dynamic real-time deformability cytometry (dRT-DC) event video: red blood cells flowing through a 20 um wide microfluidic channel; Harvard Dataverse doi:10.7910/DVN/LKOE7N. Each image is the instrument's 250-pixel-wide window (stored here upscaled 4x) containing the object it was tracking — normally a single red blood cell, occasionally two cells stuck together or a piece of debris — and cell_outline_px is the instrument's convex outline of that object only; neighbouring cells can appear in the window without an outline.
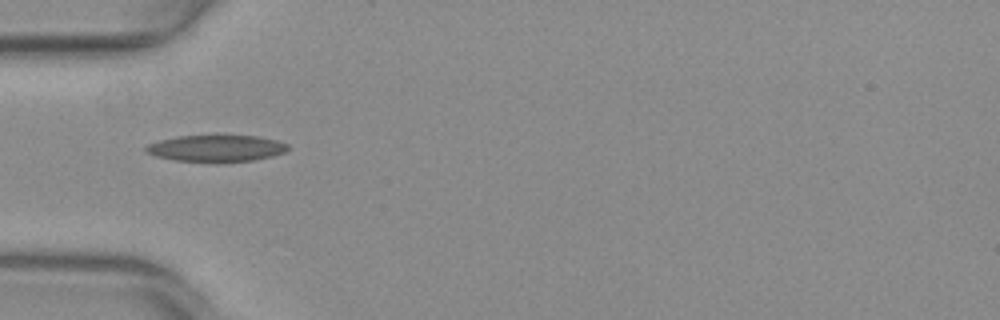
{"species": "common noctule bat (a hibernating species)", "species_latin": "Nyctalus noctula", "temperature_condition": "warm", "stored_images_in_passage": 5, "camera_frame_rate_fps": 3000, "um_per_image_px": 0.085, "animal": {"sex": "female", "body_mass_g": 29.2, "forearm_length_mm": 56.3}, "frame": {"image": 1, "passage_image": 1, "time_ms": 0.0, "image_size_px": [1000, 320], "cell_outline_px": [[288, 148], [284, 152], [272, 156], [252, 160], [220, 164], [216, 164], [172, 160], [156, 156], [144, 152], [144, 148], [148, 144], [160, 140], [176, 136], [216, 132], [260, 136], [276, 140], [288, 144]], "centroid_in_image_um": [18.35, 12.58], "position_along_channel_um": 66.7, "area_um2": 23.76}}